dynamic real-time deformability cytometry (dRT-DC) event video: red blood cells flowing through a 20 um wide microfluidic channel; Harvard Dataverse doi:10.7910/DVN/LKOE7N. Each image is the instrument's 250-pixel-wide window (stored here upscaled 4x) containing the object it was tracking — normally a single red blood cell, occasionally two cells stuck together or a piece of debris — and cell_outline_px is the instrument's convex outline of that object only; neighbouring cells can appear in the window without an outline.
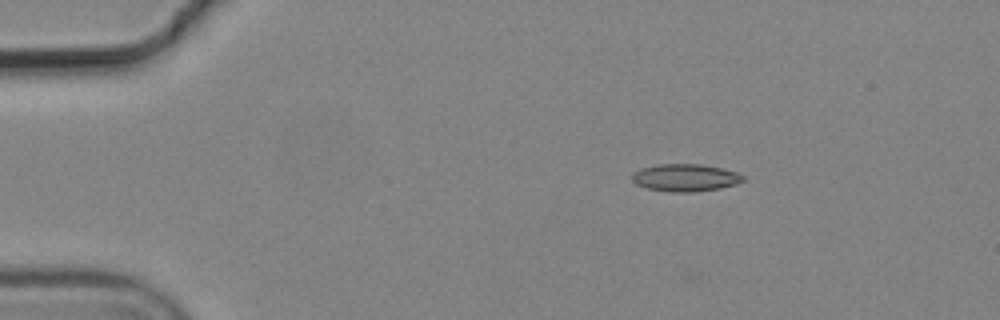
{"species": "common noctule bat (a hibernating species)", "species_latin": "Nyctalus noctula", "temperature_condition": "cold", "stored_images_in_passage": 4, "camera_frame_rate_fps": 3000, "um_per_image_px": 0.085, "animal": {"sex": "male", "body_mass_g": 19.2, "forearm_length_mm": 51.8}, "frame": {"image": 1, "passage_image": 3, "time_ms": 0.667, "image_size_px": [1000, 320], "cell_outline_px": [[744, 180], [736, 184], [720, 188], [692, 192], [672, 192], [648, 188], [636, 184], [632, 180], [632, 172], [640, 168], [656, 164], [700, 164], [740, 172], [744, 176]], "centroid_in_image_um": [58.25, 15.09], "position_along_channel_um": 26.8, "area_um2": 17.8}}